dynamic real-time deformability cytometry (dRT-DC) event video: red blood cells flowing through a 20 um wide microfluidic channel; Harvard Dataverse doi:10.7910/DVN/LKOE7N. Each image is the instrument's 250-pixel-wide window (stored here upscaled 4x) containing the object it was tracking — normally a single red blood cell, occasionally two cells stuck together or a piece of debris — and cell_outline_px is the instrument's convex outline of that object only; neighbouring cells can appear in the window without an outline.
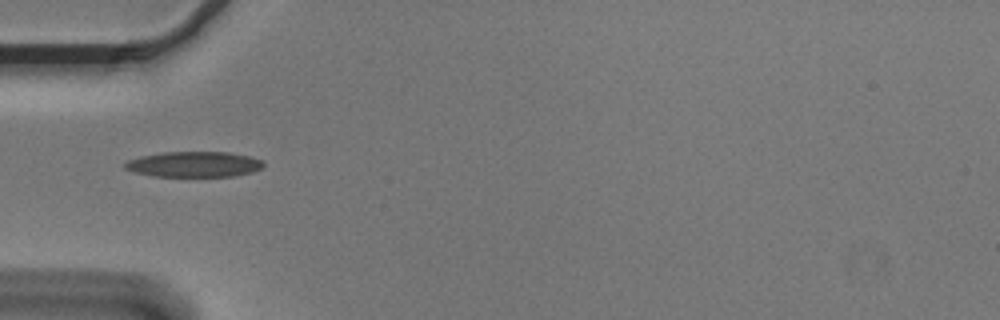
{"species": "Egyptian fruit bat (a non-hibernating species)", "species_latin": "Rousettus aegyptiacus", "temperature_condition": "cold", "stored_images_in_passage": 31, "camera_frame_rate_fps": 3000, "um_per_image_px": 0.085, "animal": {"sex": "male"}, "frame": {"image": 1, "passage_image": 1, "time_ms": 0.0, "image_size_px": [1000, 320], "cell_outline_px": [[264, 168], [252, 172], [232, 176], [152, 176], [136, 172], [124, 168], [124, 164], [128, 160], [140, 156], [160, 152], [228, 152], [248, 156], [264, 160]], "centroid_in_image_um": [16.51, 13.96], "position_along_channel_um": 68.5, "area_um2": 20.63}}
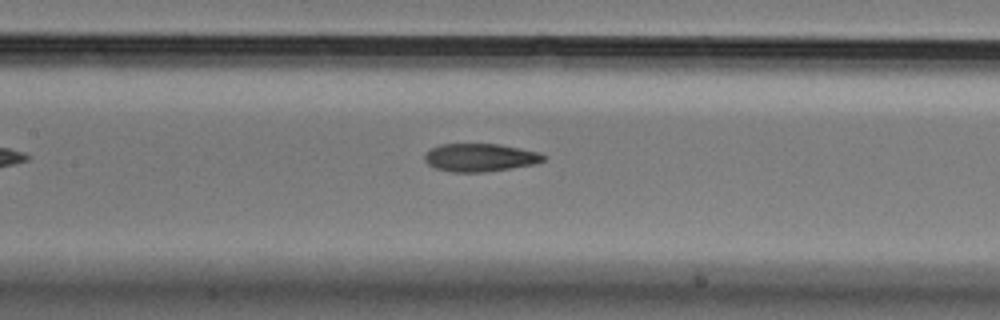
{"frame": {"image": 2, "passage_image": 9, "time_ms": 2.667, "image_size_px": [1000, 320], "cell_outline_px": [[548, 156], [544, 160], [532, 164], [512, 168], [484, 172], [452, 172], [436, 168], [428, 164], [424, 160], [424, 152], [440, 144], [500, 144], [540, 152]], "centroid_in_image_um": [40.8, 13.38], "position_along_channel_um": 166.6, "area_um2": 19.48}}
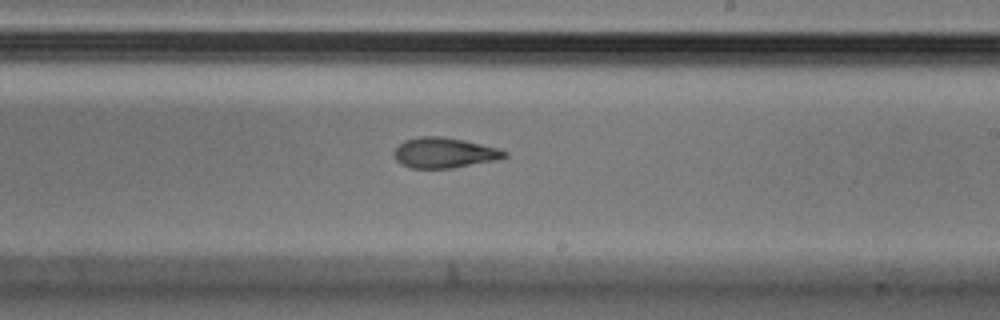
{"frame": {"image": 3, "passage_image": 16, "time_ms": 5.0, "image_size_px": [1000, 320], "cell_outline_px": [[508, 156], [496, 160], [452, 168], [408, 168], [400, 164], [396, 160], [392, 152], [404, 140], [416, 136], [440, 136], [464, 140], [496, 148], [508, 152]], "centroid_in_image_um": [37.71, 12.99], "position_along_channel_um": 251.3, "area_um2": 19.59}, "authors_computed_cell_mechanics": {"area_um2": 19.941, "velocity_mm_per_s": 3.6417, "shape_relaxation_time_tau1_ms": 8.3205, "shape_relaxation_time_tau2_ms": 3.0742, "deformation_change_tau1": 0.2369, "deformation_change_tau2": 0.1061}}